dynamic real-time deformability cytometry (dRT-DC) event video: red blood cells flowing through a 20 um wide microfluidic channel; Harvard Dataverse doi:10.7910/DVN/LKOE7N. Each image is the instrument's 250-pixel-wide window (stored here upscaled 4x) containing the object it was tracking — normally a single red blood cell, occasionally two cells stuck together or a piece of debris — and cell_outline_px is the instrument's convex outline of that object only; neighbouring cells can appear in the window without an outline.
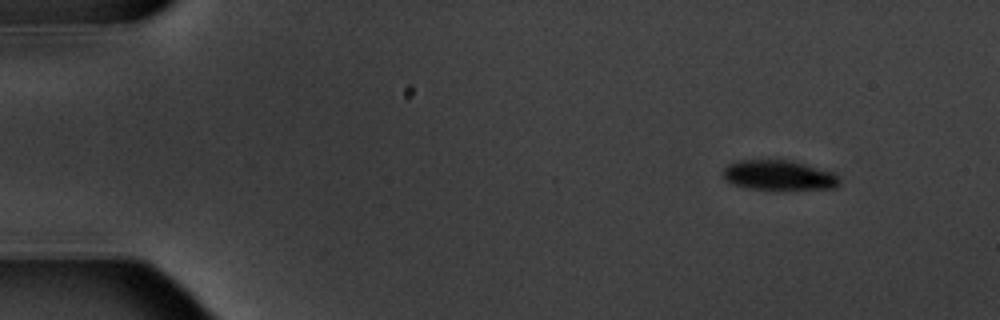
{"species": "common noctule bat (a hibernating species)", "species_latin": "Nyctalus noctula", "temperature_condition": "warm", "stored_images_in_passage": 6, "camera_frame_rate_fps": 3000, "um_per_image_px": 0.085, "animal": {"sex": "male", "body_mass_g": 20.1, "forearm_length_mm": 53.5}, "frame": {"image": 1, "passage_image": 1, "time_ms": 0.0, "image_size_px": [1000, 320], "cell_outline_px": [[840, 184], [836, 188], [752, 188], [736, 184], [728, 180], [724, 176], [724, 168], [728, 164], [740, 160], [788, 160], [804, 164], [832, 172], [840, 180]], "centroid_in_image_um": [66.22, 14.87], "position_along_channel_um": 18.8, "area_um2": 19.42}}